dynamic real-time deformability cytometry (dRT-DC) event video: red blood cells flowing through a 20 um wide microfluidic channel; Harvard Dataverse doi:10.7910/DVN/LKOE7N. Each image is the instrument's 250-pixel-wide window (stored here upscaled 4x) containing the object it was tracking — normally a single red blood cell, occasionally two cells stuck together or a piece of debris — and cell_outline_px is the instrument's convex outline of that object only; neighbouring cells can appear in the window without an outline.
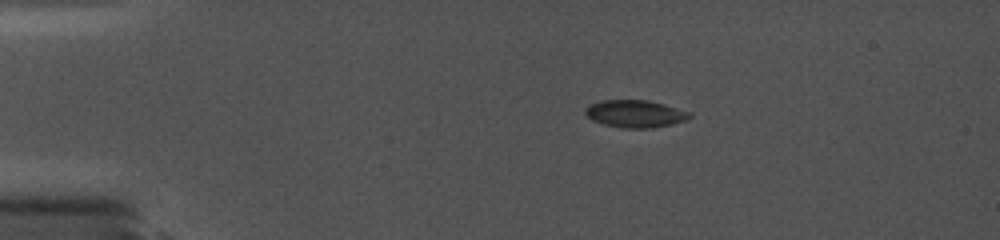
{"species": "common noctule bat (a hibernating species)", "species_latin": "Nyctalus noctula", "temperature_condition": "cold", "stored_images_in_passage": 3, "camera_frame_rate_fps": 5000, "um_per_image_px": 0.085, "animal": {"sex": "female", "body_mass_g": 19.0, "forearm_length_mm": 56.7}, "frame": {"image": 1, "passage_image": 1, "time_ms": 0.0, "image_size_px": [1000, 240], "cell_outline_px": [[692, 116], [684, 120], [672, 124], [652, 128], [624, 128], [604, 124], [592, 120], [584, 112], [588, 104], [600, 100], [648, 100], [664, 104], [692, 112]], "centroid_in_image_um": [53.99, 9.66], "position_along_channel_um": 31.0, "area_um2": 16.7}}